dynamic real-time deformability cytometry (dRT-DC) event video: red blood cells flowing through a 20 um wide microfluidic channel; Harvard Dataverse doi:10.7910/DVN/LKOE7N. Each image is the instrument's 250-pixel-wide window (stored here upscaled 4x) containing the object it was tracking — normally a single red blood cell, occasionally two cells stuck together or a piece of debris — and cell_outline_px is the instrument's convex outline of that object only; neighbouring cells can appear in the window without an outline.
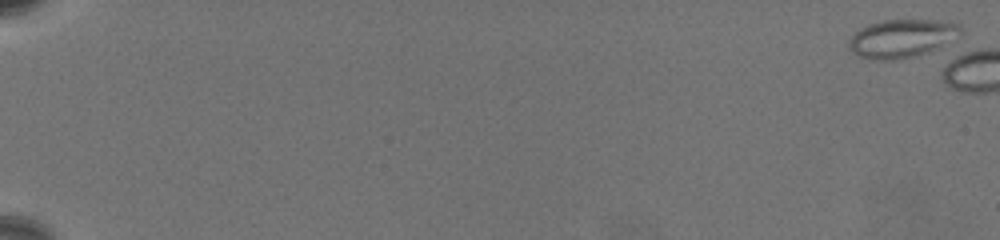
{"species": "common noctule bat (a hibernating species)", "species_latin": "Nyctalus noctula", "temperature_condition": "warm", "stored_images_in_passage": 6, "camera_frame_rate_fps": 3000, "um_per_image_px": 0.085, "animal": {"sex": "female", "body_mass_g": 19.5, "forearm_length_mm": 54.1}, "frame": {"image": 1, "passage_image": 1, "time_ms": 0.0, "image_size_px": [1000, 240], "cell_outline_px": [[964, 32], [936, 48], [928, 52], [916, 56], [892, 60], [868, 60], [852, 52], [848, 44], [848, 40], [860, 28], [868, 24], [884, 20], [956, 20], [960, 24]], "centroid_in_image_um": [76.68, 3.25], "position_along_channel_um": 8.3, "area_um2": 25.14}}